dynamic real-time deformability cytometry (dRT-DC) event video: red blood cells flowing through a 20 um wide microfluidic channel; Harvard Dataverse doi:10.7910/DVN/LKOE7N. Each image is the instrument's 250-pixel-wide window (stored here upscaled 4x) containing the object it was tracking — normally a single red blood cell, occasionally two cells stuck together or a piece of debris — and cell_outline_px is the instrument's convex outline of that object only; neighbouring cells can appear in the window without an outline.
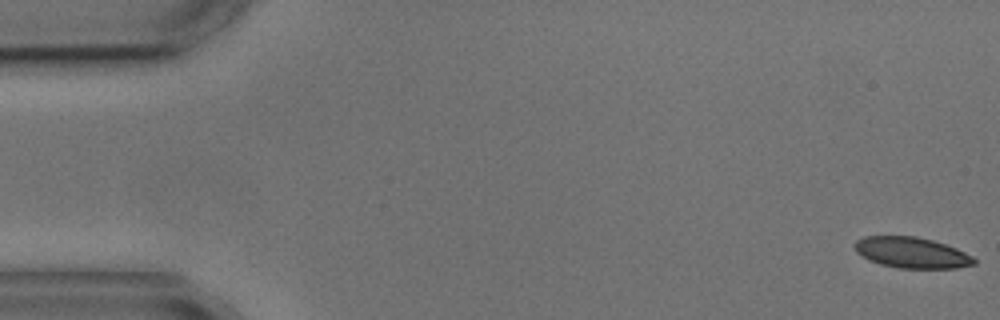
{"species": "common noctule bat (a hibernating species)", "species_latin": "Nyctalus noctula", "temperature_condition": "cold", "stored_images_in_passage": 9, "camera_frame_rate_fps": 3000, "um_per_image_px": 0.085, "animal": {"sex": "male", "body_mass_g": 17.9, "forearm_length_mm": 54.2}, "frame": {"image": 1, "passage_image": 1, "time_ms": 0.0, "image_size_px": [1000, 320], "cell_outline_px": [[976, 264], [956, 268], [900, 268], [880, 264], [868, 260], [856, 252], [856, 240], [864, 236], [916, 236], [932, 240], [956, 248], [972, 256], [976, 260]], "centroid_in_image_um": [77.49, 21.47], "position_along_channel_um": 7.5, "area_um2": 21.39}}
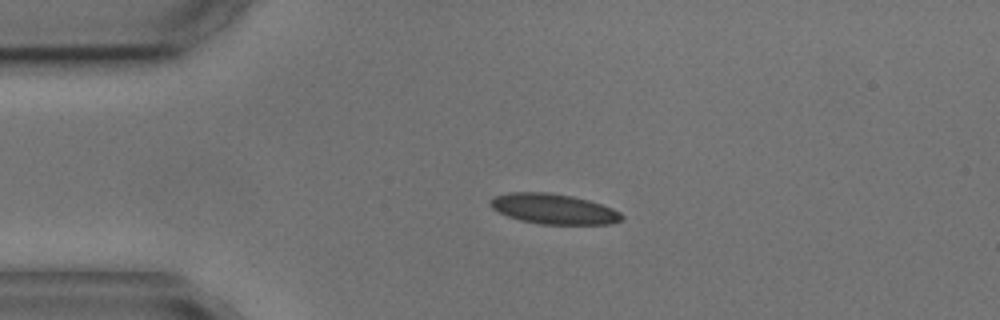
{"frame": {"image": 2, "passage_image": 4, "time_ms": 3.667, "image_size_px": [1000, 320], "cell_outline_px": [[624, 216], [620, 220], [612, 224], [540, 224], [520, 220], [508, 216], [492, 208], [488, 204], [488, 200], [496, 196], [508, 192], [548, 192], [572, 196], [588, 200], [612, 208], [620, 212]], "centroid_in_image_um": [47.03, 17.75], "position_along_channel_um": 38.0, "area_um2": 23.12}}
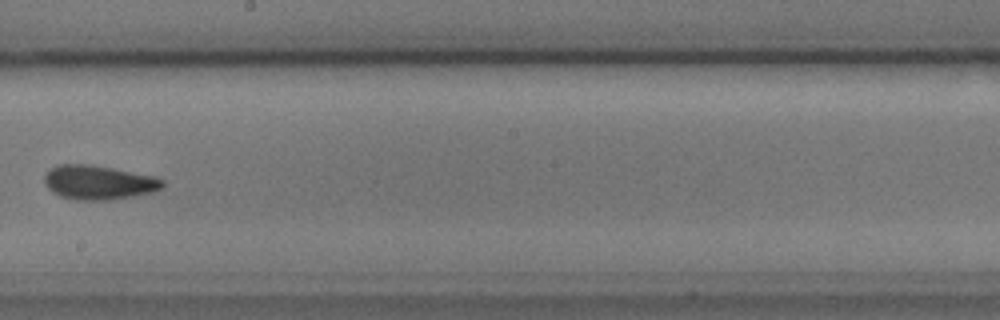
{"frame": {"image": 3, "passage_image": 9, "time_ms": 10.0, "image_size_px": [1000, 320], "cell_outline_px": [[164, 184], [156, 192], [136, 196], [108, 200], [76, 200], [60, 196], [52, 192], [44, 184], [44, 176], [52, 168], [60, 164], [92, 164], [156, 176], [164, 180]], "centroid_in_image_um": [8.41, 15.51], "position_along_channel_um": 239.8, "area_um2": 23.81}}